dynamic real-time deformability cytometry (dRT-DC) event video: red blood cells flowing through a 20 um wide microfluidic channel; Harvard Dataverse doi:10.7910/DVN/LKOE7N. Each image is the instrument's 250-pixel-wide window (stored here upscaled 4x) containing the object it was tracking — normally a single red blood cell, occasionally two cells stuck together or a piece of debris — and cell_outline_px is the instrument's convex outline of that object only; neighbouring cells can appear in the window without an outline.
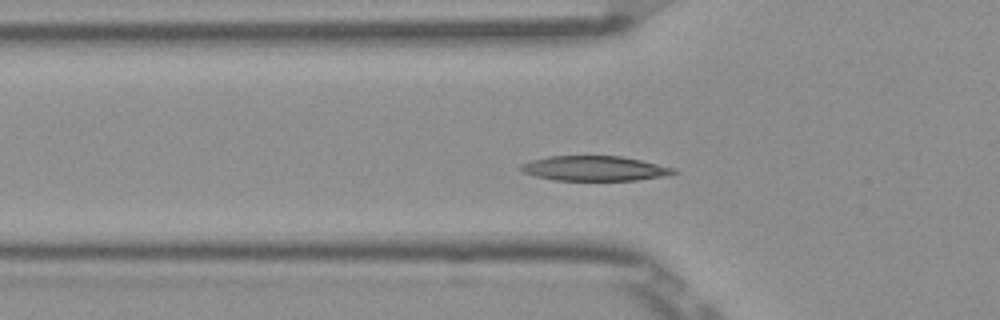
{"species": "Egyptian fruit bat (a non-hibernating species)", "species_latin": "Rousettus aegyptiacus", "temperature_condition": "room temperature", "stored_images_in_passage": 50, "camera_frame_rate_fps": 3000, "um_per_image_px": 0.085, "frame": {"image": 1, "passage_image": 14, "time_ms": 4.333, "image_size_px": [1000, 320], "cell_outline_px": [[676, 172], [668, 176], [636, 180], [556, 180], [536, 176], [524, 172], [520, 168], [520, 164], [532, 160], [548, 156], [620, 156], [640, 160], [676, 168]], "centroid_in_image_um": [50.56, 14.31], "position_along_channel_um": 75.2, "area_um2": 22.02}}
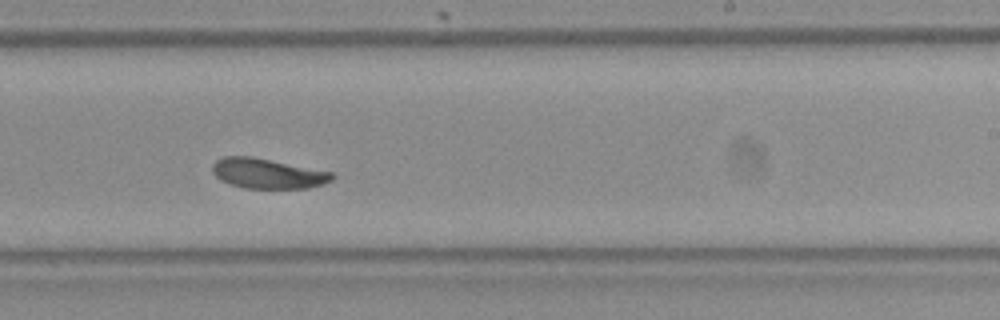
{"frame": {"image": 2, "passage_image": 29, "time_ms": 9.333, "image_size_px": [1000, 320], "cell_outline_px": [[336, 176], [332, 180], [324, 184], [308, 188], [244, 188], [228, 184], [220, 180], [212, 172], [212, 164], [216, 160], [224, 156], [252, 156], [332, 172]], "centroid_in_image_um": [22.73, 14.75], "position_along_channel_um": 266.3, "area_um2": 21.1}}
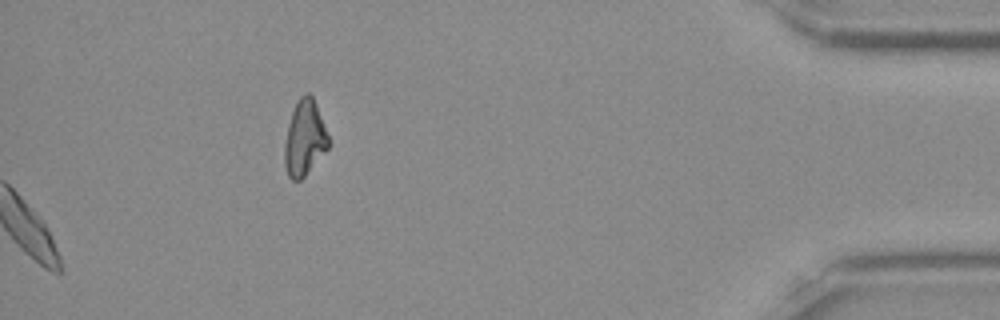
{"frame": {"image": 3, "passage_image": 50, "time_ms": 16.333, "image_size_px": [1000, 320], "cell_outline_px": [[328, 148], [304, 176], [300, 180], [292, 180], [288, 176], [284, 164], [284, 144], [288, 124], [292, 112], [300, 96], [304, 92], [308, 92], [312, 96], [316, 104], [328, 136]], "centroid_in_image_um": [25.86, 11.74], "position_along_channel_um": 409.3, "area_um2": 19.02}, "authors_computed_cell_mechanics": {"area_um2": 21.5305, "velocity_mm_per_s": 3.8134, "shape_relaxation_time_tau1_ms": 2.6968, "shape_relaxation_time_tau2_ms": 4.2258, "deformation_change_tau1": 0.1341, "deformation_change_tau2": 0.0907}}